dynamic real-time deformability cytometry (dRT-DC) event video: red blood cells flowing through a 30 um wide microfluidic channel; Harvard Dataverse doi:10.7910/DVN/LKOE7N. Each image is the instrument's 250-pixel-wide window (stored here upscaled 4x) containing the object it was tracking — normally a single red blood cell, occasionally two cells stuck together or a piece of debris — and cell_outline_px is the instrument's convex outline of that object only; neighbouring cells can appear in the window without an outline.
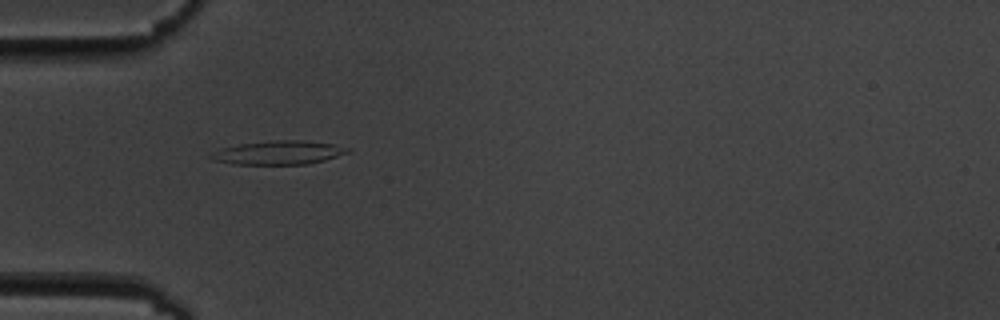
{"species": "common noctule bat (a hibernating species)", "species_latin": "Nyctalus noctula", "temperature_condition": "cold", "stored_images_in_passage": 6, "camera_frame_rate_fps": 3000, "um_per_image_px": 0.085, "animal": {"sex": "male", "body_mass_g": 19.5, "forearm_length_mm": 54.6}, "frame": {"image": 1, "passage_image": 5, "time_ms": 5.333, "image_size_px": [1000, 320], "cell_outline_px": [[352, 152], [324, 160], [308, 164], [232, 164], [216, 160], [208, 156], [220, 148], [240, 144], [276, 140], [304, 140], [332, 144], [352, 148]], "centroid_in_image_um": [23.74, 12.97], "position_along_channel_um": 61.3, "area_um2": 18.84}}